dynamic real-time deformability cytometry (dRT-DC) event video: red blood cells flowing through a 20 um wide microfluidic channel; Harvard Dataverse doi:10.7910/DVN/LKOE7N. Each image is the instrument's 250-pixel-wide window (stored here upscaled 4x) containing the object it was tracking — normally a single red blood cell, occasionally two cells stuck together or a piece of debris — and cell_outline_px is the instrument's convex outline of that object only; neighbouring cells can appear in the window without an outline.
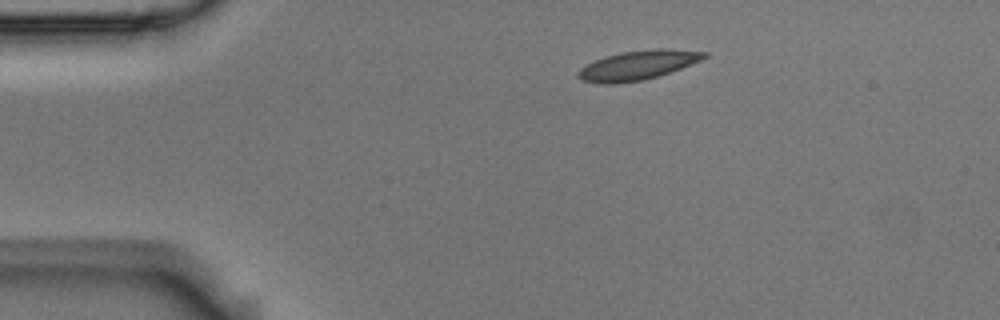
{"species": "Egyptian fruit bat (a non-hibernating species)", "species_latin": "Rousettus aegyptiacus", "temperature_condition": "room temperature", "stored_images_in_passage": 46, "camera_frame_rate_fps": 3000, "um_per_image_px": 0.085, "animal": {"sex": "male"}, "frame": {"image": 1, "passage_image": 1, "time_ms": 0.0, "image_size_px": [1000, 320], "cell_outline_px": [[708, 56], [700, 60], [680, 68], [644, 80], [616, 84], [596, 84], [580, 80], [576, 76], [576, 72], [580, 68], [604, 56], [620, 52], [656, 48], [660, 48], [708, 52]], "centroid_in_image_um": [54.14, 5.55], "position_along_channel_um": 30.9, "area_um2": 21.56}}
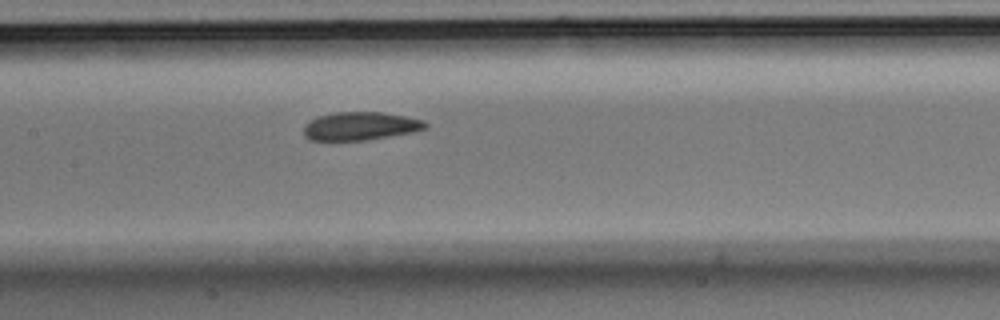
{"frame": {"image": 2, "passage_image": 17, "time_ms": 5.333, "image_size_px": [1000, 320], "cell_outline_px": [[428, 128], [412, 132], [368, 140], [308, 140], [304, 136], [304, 124], [316, 116], [332, 112], [384, 112], [424, 120], [428, 124]], "centroid_in_image_um": [30.61, 10.71], "position_along_channel_um": 176.8, "area_um2": 20.23}}
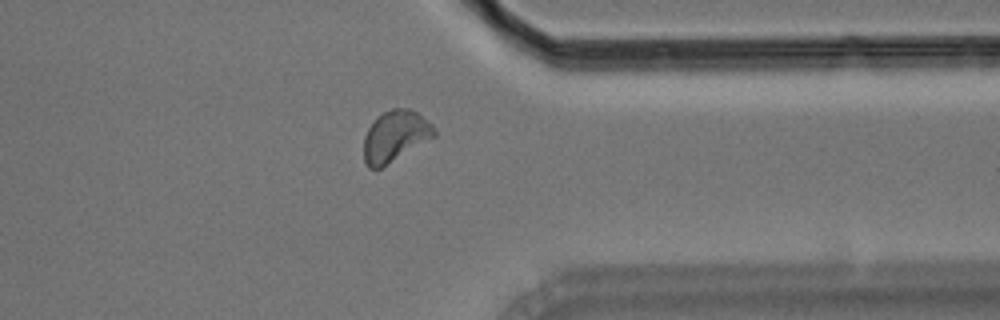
{"frame": {"image": 3, "passage_image": 34, "time_ms": 11.0, "image_size_px": [1000, 320], "cell_outline_px": [[436, 136], [380, 168], [368, 168], [364, 160], [364, 136], [368, 128], [384, 112], [392, 108], [408, 108], [416, 112], [432, 124], [436, 132]], "centroid_in_image_um": [33.59, 11.57], "position_along_channel_um": 377.8, "area_um2": 20.58}, "authors_computed_cell_mechanics": {"area_um2": 20.6057, "velocity_mm_per_s": 3.6529, "shape_relaxation_time_tau1_ms": 6.1891, "shape_relaxation_time_tau2_ms": 1.6385, "deformation_change_tau1": 0.1462, "deformation_change_tau2": 0.0607}}